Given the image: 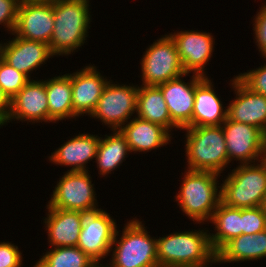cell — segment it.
I'll list each match as a JSON object with an SVG mask.
<instances>
[{"label":"cell","mask_w":266,"mask_h":267,"mask_svg":"<svg viewBox=\"0 0 266 267\" xmlns=\"http://www.w3.org/2000/svg\"><path fill=\"white\" fill-rule=\"evenodd\" d=\"M108 79L102 77L95 66H86L71 74L73 113L91 115L102 95Z\"/></svg>","instance_id":"cell-18"},{"label":"cell","mask_w":266,"mask_h":267,"mask_svg":"<svg viewBox=\"0 0 266 267\" xmlns=\"http://www.w3.org/2000/svg\"><path fill=\"white\" fill-rule=\"evenodd\" d=\"M242 234L252 235L266 230V213L261 206L241 209Z\"/></svg>","instance_id":"cell-30"},{"label":"cell","mask_w":266,"mask_h":267,"mask_svg":"<svg viewBox=\"0 0 266 267\" xmlns=\"http://www.w3.org/2000/svg\"><path fill=\"white\" fill-rule=\"evenodd\" d=\"M30 79L22 72L9 65L0 52V88L11 100Z\"/></svg>","instance_id":"cell-29"},{"label":"cell","mask_w":266,"mask_h":267,"mask_svg":"<svg viewBox=\"0 0 266 267\" xmlns=\"http://www.w3.org/2000/svg\"><path fill=\"white\" fill-rule=\"evenodd\" d=\"M142 85L158 86L177 77L188 75L183 69L174 40L162 36L147 48L141 61Z\"/></svg>","instance_id":"cell-7"},{"label":"cell","mask_w":266,"mask_h":267,"mask_svg":"<svg viewBox=\"0 0 266 267\" xmlns=\"http://www.w3.org/2000/svg\"><path fill=\"white\" fill-rule=\"evenodd\" d=\"M223 107L211 80L205 77L195 87L192 127L222 125L227 119V109Z\"/></svg>","instance_id":"cell-22"},{"label":"cell","mask_w":266,"mask_h":267,"mask_svg":"<svg viewBox=\"0 0 266 267\" xmlns=\"http://www.w3.org/2000/svg\"><path fill=\"white\" fill-rule=\"evenodd\" d=\"M48 97L49 122L77 117L73 113L71 74L45 80Z\"/></svg>","instance_id":"cell-25"},{"label":"cell","mask_w":266,"mask_h":267,"mask_svg":"<svg viewBox=\"0 0 266 267\" xmlns=\"http://www.w3.org/2000/svg\"><path fill=\"white\" fill-rule=\"evenodd\" d=\"M105 85L98 105L90 117L99 118L111 130H120L137 112V95L139 86L112 84ZM126 122V123H125Z\"/></svg>","instance_id":"cell-9"},{"label":"cell","mask_w":266,"mask_h":267,"mask_svg":"<svg viewBox=\"0 0 266 267\" xmlns=\"http://www.w3.org/2000/svg\"><path fill=\"white\" fill-rule=\"evenodd\" d=\"M11 119L35 123L49 121L48 97L45 82L29 80L26 85L10 100L7 122ZM41 120V121H40Z\"/></svg>","instance_id":"cell-15"},{"label":"cell","mask_w":266,"mask_h":267,"mask_svg":"<svg viewBox=\"0 0 266 267\" xmlns=\"http://www.w3.org/2000/svg\"><path fill=\"white\" fill-rule=\"evenodd\" d=\"M37 261L40 267H101L91 260L77 246L53 247Z\"/></svg>","instance_id":"cell-28"},{"label":"cell","mask_w":266,"mask_h":267,"mask_svg":"<svg viewBox=\"0 0 266 267\" xmlns=\"http://www.w3.org/2000/svg\"><path fill=\"white\" fill-rule=\"evenodd\" d=\"M21 2H24V1H53V0H20Z\"/></svg>","instance_id":"cell-38"},{"label":"cell","mask_w":266,"mask_h":267,"mask_svg":"<svg viewBox=\"0 0 266 267\" xmlns=\"http://www.w3.org/2000/svg\"><path fill=\"white\" fill-rule=\"evenodd\" d=\"M186 158L191 171H210L220 175L229 164L221 125L186 127Z\"/></svg>","instance_id":"cell-3"},{"label":"cell","mask_w":266,"mask_h":267,"mask_svg":"<svg viewBox=\"0 0 266 267\" xmlns=\"http://www.w3.org/2000/svg\"><path fill=\"white\" fill-rule=\"evenodd\" d=\"M100 138L91 134H78L55 150L49 161L60 166H73L70 171H87L86 164L96 157Z\"/></svg>","instance_id":"cell-20"},{"label":"cell","mask_w":266,"mask_h":267,"mask_svg":"<svg viewBox=\"0 0 266 267\" xmlns=\"http://www.w3.org/2000/svg\"><path fill=\"white\" fill-rule=\"evenodd\" d=\"M3 59L29 79L31 71L35 70L48 58L54 56L49 45L39 41L28 40L15 36L8 43L0 44Z\"/></svg>","instance_id":"cell-17"},{"label":"cell","mask_w":266,"mask_h":267,"mask_svg":"<svg viewBox=\"0 0 266 267\" xmlns=\"http://www.w3.org/2000/svg\"><path fill=\"white\" fill-rule=\"evenodd\" d=\"M137 117L162 125L169 132L174 127L179 129L172 121L164 100L163 94L158 86L141 85L138 87L137 95Z\"/></svg>","instance_id":"cell-24"},{"label":"cell","mask_w":266,"mask_h":267,"mask_svg":"<svg viewBox=\"0 0 266 267\" xmlns=\"http://www.w3.org/2000/svg\"><path fill=\"white\" fill-rule=\"evenodd\" d=\"M9 110H10V100L0 88V125L1 126L7 124L6 122L9 116Z\"/></svg>","instance_id":"cell-35"},{"label":"cell","mask_w":266,"mask_h":267,"mask_svg":"<svg viewBox=\"0 0 266 267\" xmlns=\"http://www.w3.org/2000/svg\"><path fill=\"white\" fill-rule=\"evenodd\" d=\"M21 255L18 246L9 242H0V267H21Z\"/></svg>","instance_id":"cell-33"},{"label":"cell","mask_w":266,"mask_h":267,"mask_svg":"<svg viewBox=\"0 0 266 267\" xmlns=\"http://www.w3.org/2000/svg\"><path fill=\"white\" fill-rule=\"evenodd\" d=\"M45 227L49 244L53 247L77 246L83 224L84 212L49 208Z\"/></svg>","instance_id":"cell-19"},{"label":"cell","mask_w":266,"mask_h":267,"mask_svg":"<svg viewBox=\"0 0 266 267\" xmlns=\"http://www.w3.org/2000/svg\"><path fill=\"white\" fill-rule=\"evenodd\" d=\"M113 133L110 136L105 135L104 139L100 138L95 157L99 174L102 176L120 166L128 152H131L127 140L120 130H113Z\"/></svg>","instance_id":"cell-27"},{"label":"cell","mask_w":266,"mask_h":267,"mask_svg":"<svg viewBox=\"0 0 266 267\" xmlns=\"http://www.w3.org/2000/svg\"><path fill=\"white\" fill-rule=\"evenodd\" d=\"M116 226L115 220L103 209L84 213L77 247L99 266L101 258L113 251Z\"/></svg>","instance_id":"cell-10"},{"label":"cell","mask_w":266,"mask_h":267,"mask_svg":"<svg viewBox=\"0 0 266 267\" xmlns=\"http://www.w3.org/2000/svg\"><path fill=\"white\" fill-rule=\"evenodd\" d=\"M20 2V0H0V24L6 25L7 30L12 33L16 26Z\"/></svg>","instance_id":"cell-32"},{"label":"cell","mask_w":266,"mask_h":267,"mask_svg":"<svg viewBox=\"0 0 266 267\" xmlns=\"http://www.w3.org/2000/svg\"><path fill=\"white\" fill-rule=\"evenodd\" d=\"M218 175L210 171L185 172L181 189L175 197L182 211L193 221H210L221 201V191L218 189L221 186H217Z\"/></svg>","instance_id":"cell-4"},{"label":"cell","mask_w":266,"mask_h":267,"mask_svg":"<svg viewBox=\"0 0 266 267\" xmlns=\"http://www.w3.org/2000/svg\"><path fill=\"white\" fill-rule=\"evenodd\" d=\"M240 164L221 184V202L235 208L262 206L266 195V161ZM257 165V166H256Z\"/></svg>","instance_id":"cell-5"},{"label":"cell","mask_w":266,"mask_h":267,"mask_svg":"<svg viewBox=\"0 0 266 267\" xmlns=\"http://www.w3.org/2000/svg\"><path fill=\"white\" fill-rule=\"evenodd\" d=\"M125 225L119 240L116 230L110 267H158L157 239L151 238L142 221L132 219Z\"/></svg>","instance_id":"cell-6"},{"label":"cell","mask_w":266,"mask_h":267,"mask_svg":"<svg viewBox=\"0 0 266 267\" xmlns=\"http://www.w3.org/2000/svg\"><path fill=\"white\" fill-rule=\"evenodd\" d=\"M158 267H207L216 263L208 232L185 231L157 239Z\"/></svg>","instance_id":"cell-1"},{"label":"cell","mask_w":266,"mask_h":267,"mask_svg":"<svg viewBox=\"0 0 266 267\" xmlns=\"http://www.w3.org/2000/svg\"><path fill=\"white\" fill-rule=\"evenodd\" d=\"M266 257V230L241 234L226 242L216 252V263L257 260Z\"/></svg>","instance_id":"cell-23"},{"label":"cell","mask_w":266,"mask_h":267,"mask_svg":"<svg viewBox=\"0 0 266 267\" xmlns=\"http://www.w3.org/2000/svg\"><path fill=\"white\" fill-rule=\"evenodd\" d=\"M221 126L225 135L229 163L233 158L240 160L241 164L263 160L261 158H263L264 133L259 128L228 119Z\"/></svg>","instance_id":"cell-12"},{"label":"cell","mask_w":266,"mask_h":267,"mask_svg":"<svg viewBox=\"0 0 266 267\" xmlns=\"http://www.w3.org/2000/svg\"><path fill=\"white\" fill-rule=\"evenodd\" d=\"M192 77L190 83H185L177 77L158 85L168 107L171 121L181 130L192 127L195 87L205 78L196 74Z\"/></svg>","instance_id":"cell-14"},{"label":"cell","mask_w":266,"mask_h":267,"mask_svg":"<svg viewBox=\"0 0 266 267\" xmlns=\"http://www.w3.org/2000/svg\"><path fill=\"white\" fill-rule=\"evenodd\" d=\"M254 35L261 55L266 57V5L262 6L255 16Z\"/></svg>","instance_id":"cell-34"},{"label":"cell","mask_w":266,"mask_h":267,"mask_svg":"<svg viewBox=\"0 0 266 267\" xmlns=\"http://www.w3.org/2000/svg\"><path fill=\"white\" fill-rule=\"evenodd\" d=\"M266 60V57H264ZM251 91L266 97V64L236 76Z\"/></svg>","instance_id":"cell-31"},{"label":"cell","mask_w":266,"mask_h":267,"mask_svg":"<svg viewBox=\"0 0 266 267\" xmlns=\"http://www.w3.org/2000/svg\"><path fill=\"white\" fill-rule=\"evenodd\" d=\"M266 161V131L264 132V141H263V158Z\"/></svg>","instance_id":"cell-36"},{"label":"cell","mask_w":266,"mask_h":267,"mask_svg":"<svg viewBox=\"0 0 266 267\" xmlns=\"http://www.w3.org/2000/svg\"><path fill=\"white\" fill-rule=\"evenodd\" d=\"M54 22L53 1L20 2L12 34L49 45Z\"/></svg>","instance_id":"cell-11"},{"label":"cell","mask_w":266,"mask_h":267,"mask_svg":"<svg viewBox=\"0 0 266 267\" xmlns=\"http://www.w3.org/2000/svg\"><path fill=\"white\" fill-rule=\"evenodd\" d=\"M174 40L183 69L186 73L207 77L204 67L212 56L213 36L210 33L197 31H180L169 34Z\"/></svg>","instance_id":"cell-13"},{"label":"cell","mask_w":266,"mask_h":267,"mask_svg":"<svg viewBox=\"0 0 266 267\" xmlns=\"http://www.w3.org/2000/svg\"><path fill=\"white\" fill-rule=\"evenodd\" d=\"M120 132L125 136L132 152H145L167 145L171 141V134L162 125L135 117Z\"/></svg>","instance_id":"cell-21"},{"label":"cell","mask_w":266,"mask_h":267,"mask_svg":"<svg viewBox=\"0 0 266 267\" xmlns=\"http://www.w3.org/2000/svg\"><path fill=\"white\" fill-rule=\"evenodd\" d=\"M215 224V234L209 233L210 243L217 252L226 242L242 234L241 209L219 202L210 219Z\"/></svg>","instance_id":"cell-26"},{"label":"cell","mask_w":266,"mask_h":267,"mask_svg":"<svg viewBox=\"0 0 266 267\" xmlns=\"http://www.w3.org/2000/svg\"><path fill=\"white\" fill-rule=\"evenodd\" d=\"M93 189L88 170H68L57 182L47 207L84 213L97 211L99 209L96 206V193Z\"/></svg>","instance_id":"cell-8"},{"label":"cell","mask_w":266,"mask_h":267,"mask_svg":"<svg viewBox=\"0 0 266 267\" xmlns=\"http://www.w3.org/2000/svg\"><path fill=\"white\" fill-rule=\"evenodd\" d=\"M236 98L227 106V119L266 131V97L251 91L237 77L231 80Z\"/></svg>","instance_id":"cell-16"},{"label":"cell","mask_w":266,"mask_h":267,"mask_svg":"<svg viewBox=\"0 0 266 267\" xmlns=\"http://www.w3.org/2000/svg\"><path fill=\"white\" fill-rule=\"evenodd\" d=\"M261 207H262L263 211L266 213V195L264 196V200H263Z\"/></svg>","instance_id":"cell-37"},{"label":"cell","mask_w":266,"mask_h":267,"mask_svg":"<svg viewBox=\"0 0 266 267\" xmlns=\"http://www.w3.org/2000/svg\"><path fill=\"white\" fill-rule=\"evenodd\" d=\"M53 55H69L85 43L90 24L89 0H53Z\"/></svg>","instance_id":"cell-2"}]
</instances>
